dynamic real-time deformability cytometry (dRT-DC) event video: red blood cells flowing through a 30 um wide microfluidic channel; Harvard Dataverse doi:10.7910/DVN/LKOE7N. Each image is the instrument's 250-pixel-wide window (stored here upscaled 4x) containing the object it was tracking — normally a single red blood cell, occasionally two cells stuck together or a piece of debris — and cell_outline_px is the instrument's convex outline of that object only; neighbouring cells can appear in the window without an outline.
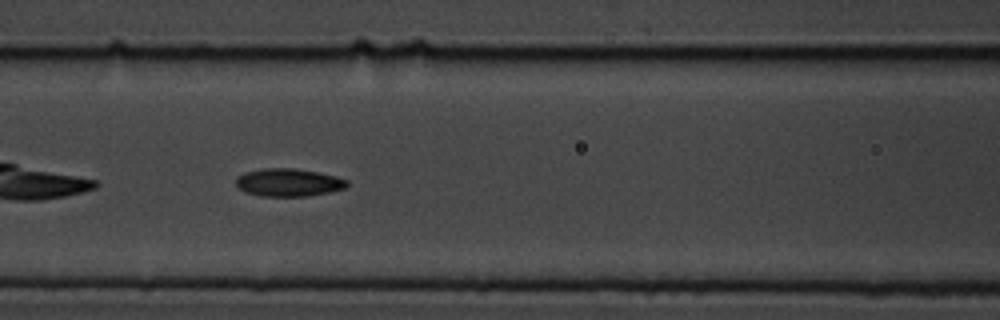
{"species": "common noctule bat (a hibernating species)", "species_latin": "Nyctalus noctula", "temperature_condition": "cold", "stored_images_in_passage": 11, "camera_frame_rate_fps": 3000, "um_per_image_px": 0.085, "animal": {"sex": "male", "body_mass_g": 19.5, "forearm_length_mm": 54.6}, "frame": {"image": 1, "passage_image": 7, "time_ms": 8.0, "image_size_px": [1000, 320], "cell_outline_px": [[348, 184], [344, 188], [328, 192], [304, 196], [260, 196], [244, 192], [236, 184], [236, 176], [244, 172], [264, 168], [296, 168], [336, 176], [348, 180]], "centroid_in_image_um": [24.48, 15.5], "position_along_channel_um": 142.1, "area_um2": 17.98}}
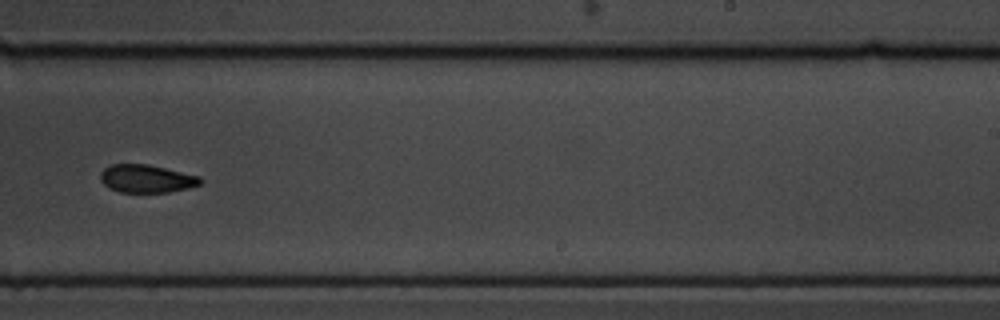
{"frame": {"image": 2, "passage_image": 10, "time_ms": 11.667, "image_size_px": [1000, 320], "cell_outline_px": [[204, 180], [200, 184], [188, 188], [168, 192], [120, 192], [108, 188], [100, 180], [100, 172], [104, 168], [112, 164], [148, 164], [200, 176]], "centroid_in_image_um": [12.45, 15.18], "position_along_channel_um": 276.6, "area_um2": 16.36}}
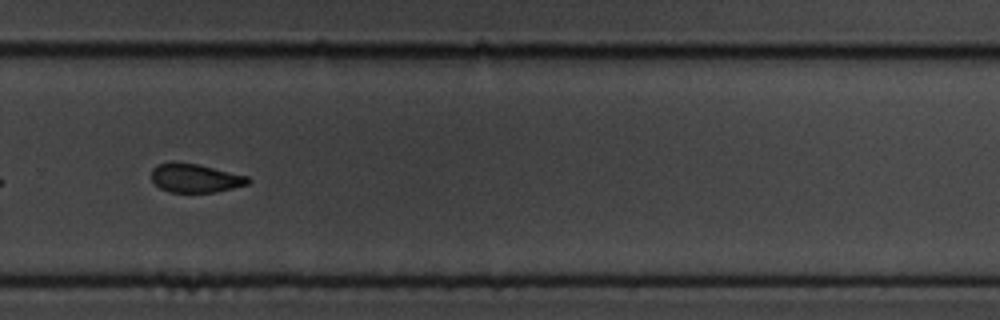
{"frame": {"image": 3, "passage_image": 11, "time_ms": 12.667, "image_size_px": [1000, 320], "cell_outline_px": [[252, 180], [248, 184], [216, 192], [168, 192], [160, 188], [152, 180], [152, 168], [156, 164], [172, 160], [196, 164], [248, 176]], "centroid_in_image_um": [16.56, 15.12], "position_along_channel_um": 313.2, "area_um2": 16.3}}